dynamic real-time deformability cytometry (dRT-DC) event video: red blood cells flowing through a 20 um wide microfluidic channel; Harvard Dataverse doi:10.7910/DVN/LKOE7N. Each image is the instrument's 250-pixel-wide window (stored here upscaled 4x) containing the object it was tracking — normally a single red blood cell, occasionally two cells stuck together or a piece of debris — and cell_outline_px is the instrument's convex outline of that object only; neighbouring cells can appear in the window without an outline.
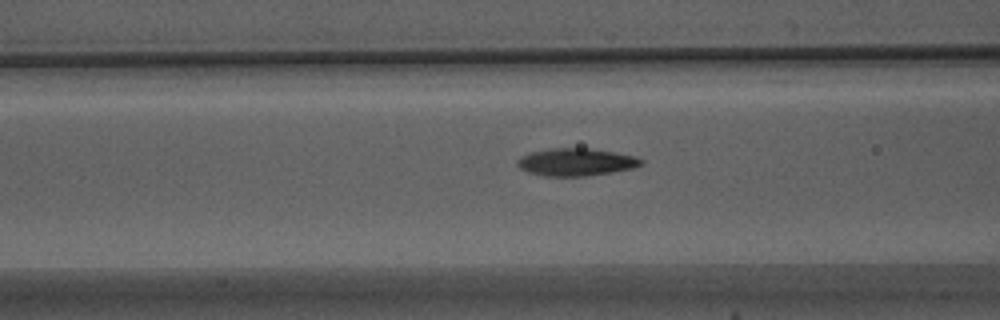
{"species": "Egyptian fruit bat (a non-hibernating species)", "species_latin": "Rousettus aegyptiacus", "temperature_condition": "warm", "stored_images_in_passage": 29, "camera_frame_rate_fps": 3000, "um_per_image_px": 0.085, "animal": {"sex": "male"}, "frame": {"image": 1, "passage_image": 8, "time_ms": 2.333, "image_size_px": [1000, 320], "cell_outline_px": [[644, 164], [632, 168], [612, 172], [584, 176], [544, 176], [528, 172], [520, 168], [516, 164], [516, 160], [520, 156], [528, 152], [552, 148], [588, 148], [636, 156], [644, 160]], "centroid_in_image_um": [48.93, 13.77], "position_along_channel_um": 117.7, "area_um2": 19.94}}
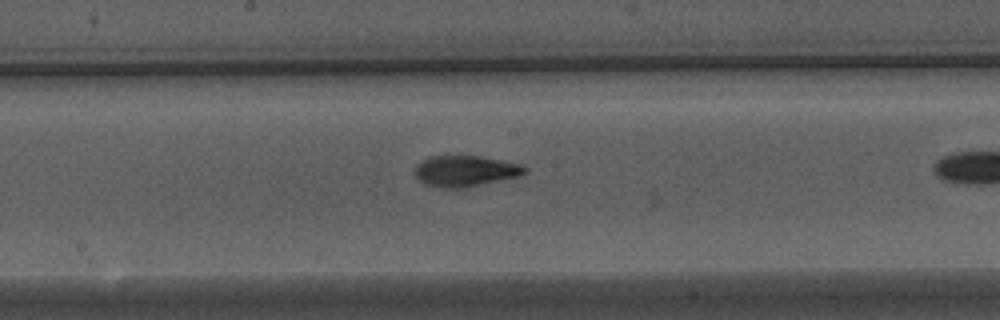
{"frame": {"image": 2, "passage_image": 15, "time_ms": 4.667, "image_size_px": [1000, 320], "cell_outline_px": [[528, 172], [520, 176], [464, 188], [440, 188], [428, 184], [420, 180], [416, 176], [416, 168], [424, 160], [432, 156], [480, 156], [520, 164], [528, 168]], "centroid_in_image_um": [39.62, 14.54], "position_along_channel_um": 208.6, "area_um2": 19.54}}
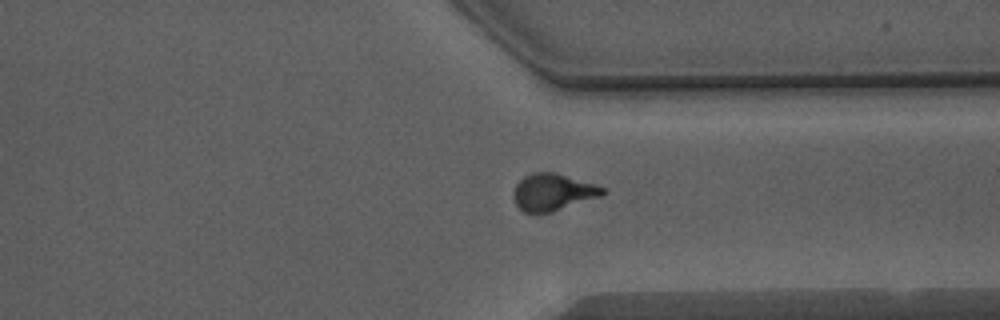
{"frame": {"image": 3, "passage_image": 27, "time_ms": 8.667, "image_size_px": [1000, 320], "cell_outline_px": [[604, 192], [600, 196], [552, 212], [524, 212], [516, 204], [512, 196], [516, 184], [524, 176], [532, 172], [556, 172], [596, 184], [604, 188]], "centroid_in_image_um": [46.97, 16.31], "position_along_channel_um": 364.4, "area_um2": 19.07}}